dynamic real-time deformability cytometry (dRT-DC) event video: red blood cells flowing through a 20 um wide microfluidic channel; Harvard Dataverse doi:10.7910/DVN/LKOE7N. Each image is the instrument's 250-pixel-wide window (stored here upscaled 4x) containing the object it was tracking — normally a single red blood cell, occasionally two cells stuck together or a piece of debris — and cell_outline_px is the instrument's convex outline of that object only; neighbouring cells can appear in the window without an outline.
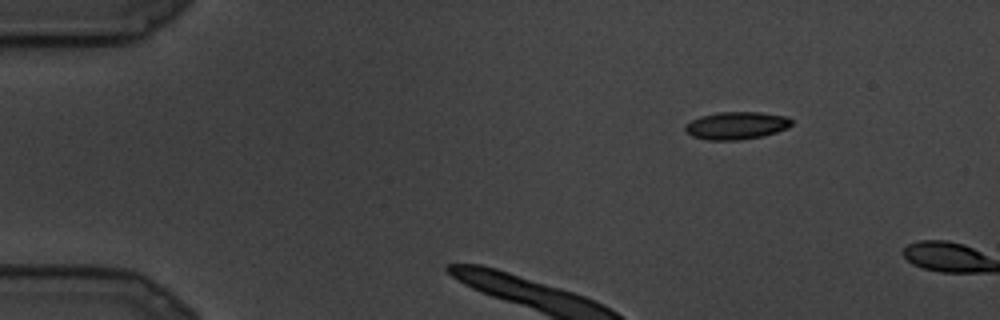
{"species": "common noctule bat (a hibernating species)", "species_latin": "Nyctalus noctula", "temperature_condition": "cold", "stored_images_in_passage": 2, "camera_frame_rate_fps": 3000, "um_per_image_px": 0.085, "animal": {"sex": "male", "body_mass_g": 19.5, "forearm_length_mm": 54.6}, "frame": {"image": 1, "passage_image": 1, "time_ms": 0.0, "image_size_px": [1000, 320], "cell_outline_px": [[792, 124], [788, 128], [764, 136], [740, 140], [708, 140], [692, 136], [684, 128], [684, 124], [700, 116], [720, 112], [760, 112], [788, 116], [792, 120]], "centroid_in_image_um": [62.62, 10.67], "position_along_channel_um": 22.4, "area_um2": 17.22}}